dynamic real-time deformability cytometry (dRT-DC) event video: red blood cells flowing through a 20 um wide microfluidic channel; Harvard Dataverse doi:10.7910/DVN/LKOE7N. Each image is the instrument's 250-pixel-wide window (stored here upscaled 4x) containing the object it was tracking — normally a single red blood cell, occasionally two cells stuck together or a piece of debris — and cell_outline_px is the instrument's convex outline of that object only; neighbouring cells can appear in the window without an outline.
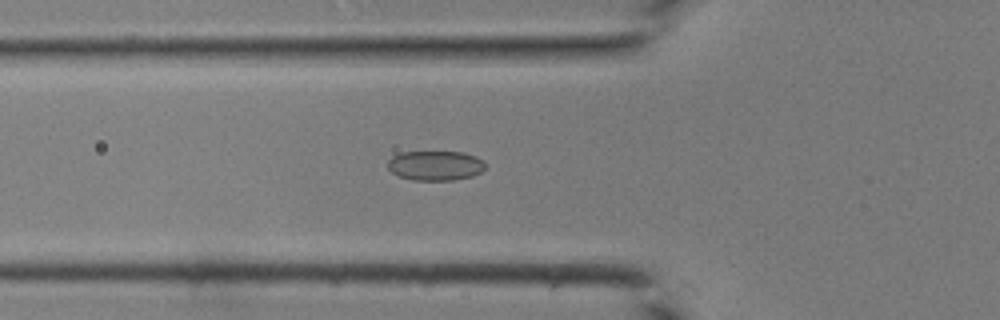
{"species": "common noctule bat (a hibernating species)", "species_latin": "Nyctalus noctula", "temperature_condition": "room temperature", "stored_images_in_passage": 38, "camera_frame_rate_fps": 3000, "um_per_image_px": 0.085, "animal": {"sex": "male", "body_mass_g": 19.0, "forearm_length_mm": 50.8}, "frame": {"image": 1, "passage_image": 11, "time_ms": 3.333, "image_size_px": [1000, 320], "cell_outline_px": [[484, 168], [480, 172], [472, 176], [452, 180], [412, 180], [400, 176], [392, 172], [388, 168], [388, 160], [392, 156], [400, 152], [464, 152], [476, 156], [484, 164]], "centroid_in_image_um": [36.97, 14.07], "position_along_channel_um": 88.8, "area_um2": 16.76}}
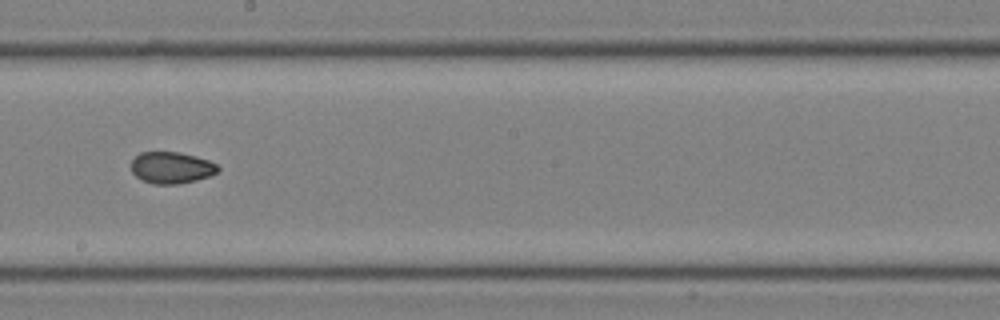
{"frame": {"image": 2, "passage_image": 20, "time_ms": 6.333, "image_size_px": [1000, 320], "cell_outline_px": [[220, 168], [216, 172], [208, 176], [196, 180], [180, 184], [152, 184], [140, 180], [132, 172], [132, 160], [140, 152], [180, 152], [196, 156], [208, 160], [216, 164]], "centroid_in_image_um": [14.55, 14.25], "position_along_channel_um": 233.6, "area_um2": 16.01}}
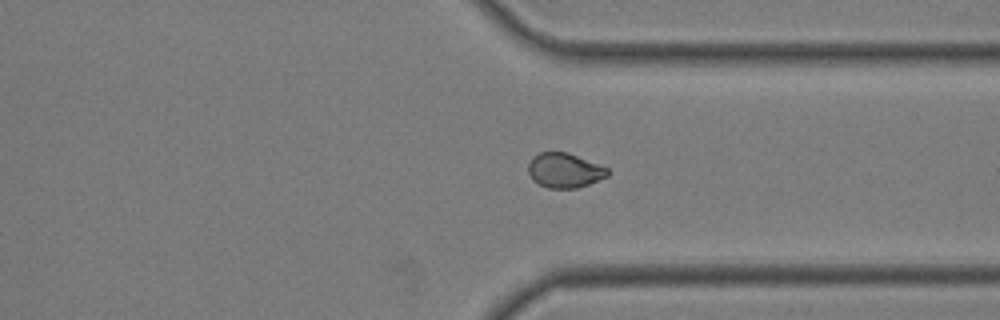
{"frame": {"image": 3, "passage_image": 28, "time_ms": 9.0, "image_size_px": [1000, 320], "cell_outline_px": [[608, 176], [588, 184], [576, 188], [548, 188], [532, 180], [528, 172], [528, 164], [532, 156], [540, 152], [568, 152], [608, 168]], "centroid_in_image_um": [47.96, 14.47], "position_along_channel_um": 363.4, "area_um2": 16.01}}